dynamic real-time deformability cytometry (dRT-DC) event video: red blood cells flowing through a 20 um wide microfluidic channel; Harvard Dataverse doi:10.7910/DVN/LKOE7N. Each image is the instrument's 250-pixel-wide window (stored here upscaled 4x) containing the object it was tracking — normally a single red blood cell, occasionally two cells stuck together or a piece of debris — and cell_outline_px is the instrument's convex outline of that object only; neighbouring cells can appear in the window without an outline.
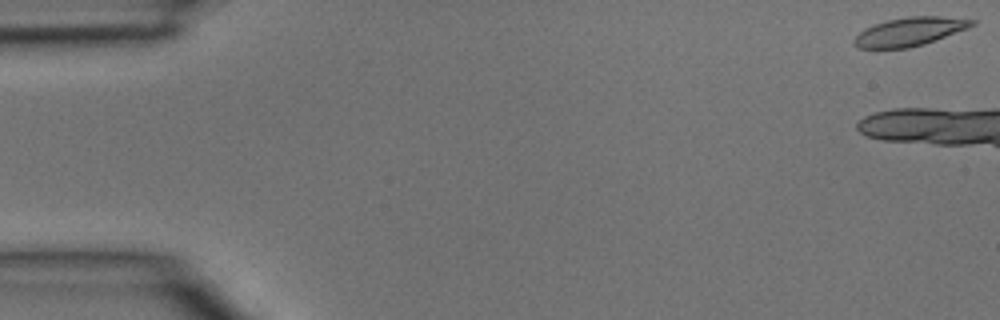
{"species": "common noctule bat (a hibernating species)", "species_latin": "Nyctalus noctula", "temperature_condition": "room temperature", "stored_images_in_passage": 4, "camera_frame_rate_fps": 3000, "um_per_image_px": 0.085, "animal": {"sex": "male", "body_mass_g": 15.6}, "frame": {"image": 1, "passage_image": 1, "time_ms": 0.0, "image_size_px": [1000, 320], "cell_outline_px": [[976, 24], [968, 28], [936, 40], [924, 44], [908, 48], [860, 48], [852, 44], [852, 40], [860, 32], [876, 24], [888, 20], [908, 16], [940, 16], [976, 20]], "centroid_in_image_um": [77.35, 2.69], "position_along_channel_um": 7.7, "area_um2": 19.42}}